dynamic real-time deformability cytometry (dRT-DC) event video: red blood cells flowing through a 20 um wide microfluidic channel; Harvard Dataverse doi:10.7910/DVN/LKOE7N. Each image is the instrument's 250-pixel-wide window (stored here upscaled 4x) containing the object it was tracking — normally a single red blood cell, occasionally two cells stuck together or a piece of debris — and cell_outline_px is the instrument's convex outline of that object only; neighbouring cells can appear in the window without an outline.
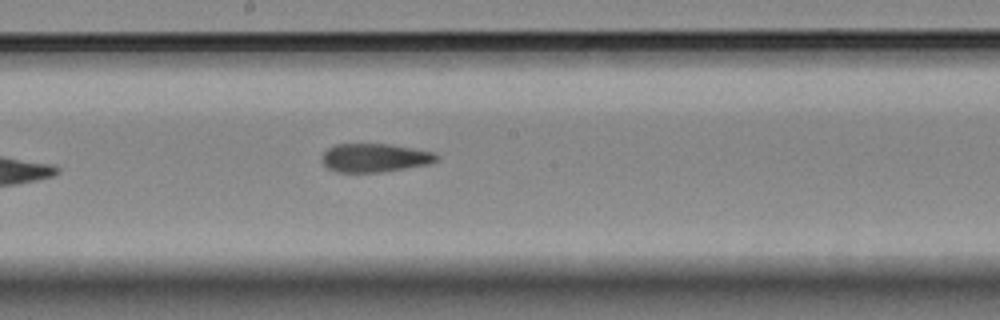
{"species": "Egyptian fruit bat (a non-hibernating species)", "species_latin": "Rousettus aegyptiacus", "temperature_condition": "room temperature", "stored_images_in_passage": 6, "camera_frame_rate_fps": 3000, "um_per_image_px": 0.085, "animal": {"sex": "female"}, "frame": {"image": 1, "passage_image": 6, "time_ms": 7.0, "image_size_px": [1000, 320], "cell_outline_px": [[440, 156], [436, 160], [428, 164], [380, 172], [336, 172], [328, 168], [320, 160], [320, 156], [328, 148], [336, 144], [388, 144], [436, 152]], "centroid_in_image_um": [31.83, 13.41], "position_along_channel_um": 216.4, "area_um2": 19.07}}